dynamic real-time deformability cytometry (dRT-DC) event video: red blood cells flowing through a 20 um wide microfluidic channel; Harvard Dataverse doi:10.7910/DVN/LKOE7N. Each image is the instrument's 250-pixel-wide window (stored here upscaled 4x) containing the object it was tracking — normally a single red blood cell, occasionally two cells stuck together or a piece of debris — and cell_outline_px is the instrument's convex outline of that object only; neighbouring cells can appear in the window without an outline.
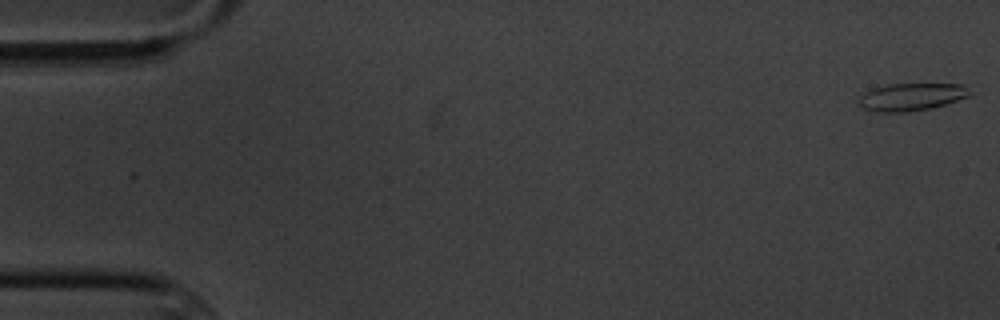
{"species": "common noctule bat (a hibernating species)", "species_latin": "Nyctalus noctula", "temperature_condition": "cold", "stored_images_in_passage": 7, "camera_frame_rate_fps": 3000, "um_per_image_px": 0.085, "animal": {"sex": "male", "body_mass_g": 20.1, "forearm_length_mm": 53.5}, "frame": {"image": 1, "passage_image": 1, "time_ms": 0.0, "image_size_px": [1000, 320], "cell_outline_px": [[968, 96], [932, 108], [908, 112], [880, 112], [864, 108], [860, 104], [860, 96], [872, 88], [888, 84], [964, 84], [968, 92]], "centroid_in_image_um": [77.44, 8.23], "position_along_channel_um": 7.6, "area_um2": 17.46}}
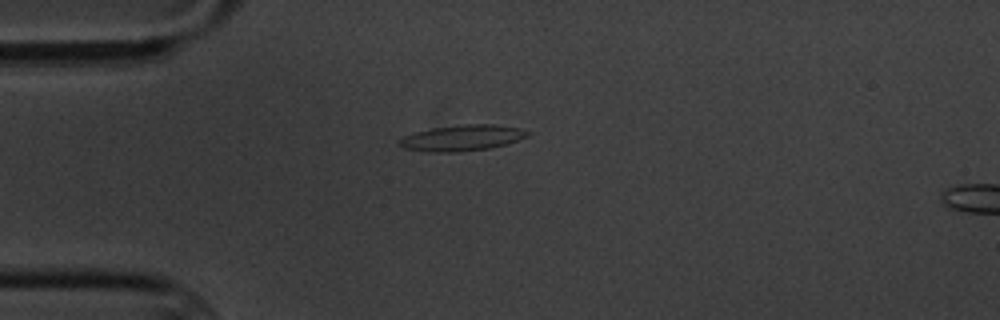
{"frame": {"image": 2, "passage_image": 5, "time_ms": 4.667, "image_size_px": [1000, 320], "cell_outline_px": [[532, 132], [528, 136], [504, 144], [488, 148], [456, 152], [428, 152], [404, 148], [396, 144], [404, 136], [416, 132], [432, 128], [464, 124], [492, 124], [520, 128]], "centroid_in_image_um": [39.26, 11.72], "position_along_channel_um": 45.7, "area_um2": 19.19}}
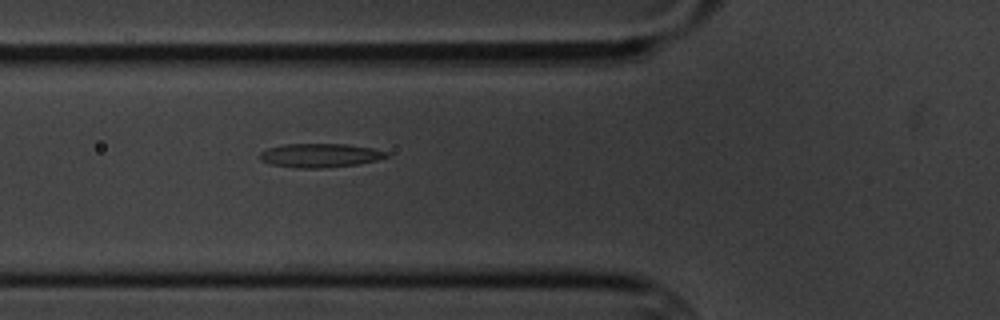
{"frame": {"image": 3, "passage_image": 7, "time_ms": 6.667, "image_size_px": [1000, 320], "cell_outline_px": [[388, 156], [376, 160], [356, 164], [324, 168], [296, 168], [272, 164], [260, 160], [260, 152], [268, 148], [284, 144], [348, 144], [372, 148], [388, 152]], "centroid_in_image_um": [27.19, 13.2], "position_along_channel_um": 98.6, "area_um2": 17.51}}